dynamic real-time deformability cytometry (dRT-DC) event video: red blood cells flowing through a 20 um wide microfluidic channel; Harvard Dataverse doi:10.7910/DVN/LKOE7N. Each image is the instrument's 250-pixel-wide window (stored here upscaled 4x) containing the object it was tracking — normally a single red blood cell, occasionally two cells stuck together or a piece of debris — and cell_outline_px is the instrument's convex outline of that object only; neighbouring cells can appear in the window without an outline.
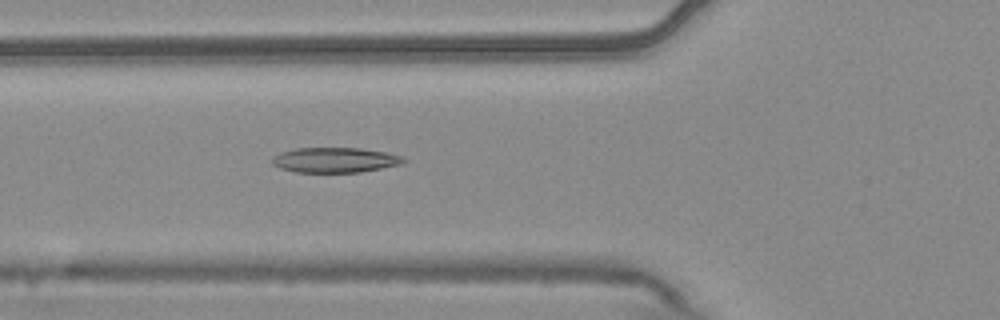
{"species": "common noctule bat (a hibernating species)", "species_latin": "Nyctalus noctula", "temperature_condition": "warm", "stored_images_in_passage": 5, "camera_frame_rate_fps": 3000, "um_per_image_px": 0.085, "animal": {"sex": "male", "body_mass_g": 20.4}, "frame": {"image": 1, "passage_image": 5, "time_ms": 1.333, "image_size_px": [1000, 320], "cell_outline_px": [[408, 160], [404, 164], [360, 172], [296, 172], [280, 168], [272, 164], [272, 156], [280, 152], [296, 148], [360, 148], [388, 152], [404, 156]], "centroid_in_image_um": [28.52, 13.59], "position_along_channel_um": 97.3, "area_um2": 19.48}}